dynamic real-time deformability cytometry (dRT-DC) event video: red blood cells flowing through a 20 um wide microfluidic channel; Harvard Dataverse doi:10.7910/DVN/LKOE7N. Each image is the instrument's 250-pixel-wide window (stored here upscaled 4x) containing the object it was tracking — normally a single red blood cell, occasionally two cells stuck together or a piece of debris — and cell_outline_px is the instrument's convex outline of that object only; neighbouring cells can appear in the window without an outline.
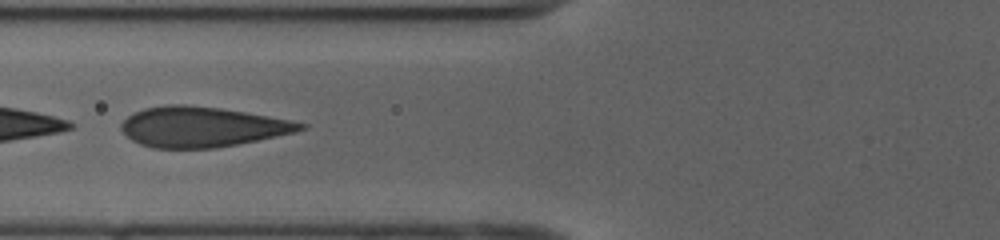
{"species": "human", "species_latin": "Homo sapiens", "temperature_condition": "cold", "stored_images_in_passage": 36, "camera_frame_rate_fps": 3000, "um_per_image_px": 0.085, "donor": {"sex": "female"}, "frame": {"image": 1, "passage_image": 8, "time_ms": 2.333, "image_size_px": [1000, 240], "cell_outline_px": [[308, 124], [304, 128], [296, 132], [216, 148], [152, 148], [140, 144], [132, 140], [120, 128], [120, 124], [128, 116], [144, 108], [168, 104], [184, 104], [220, 108], [244, 112], [288, 120]], "centroid_in_image_um": [17.12, 10.78], "position_along_channel_um": 108.7, "area_um2": 41.56}}
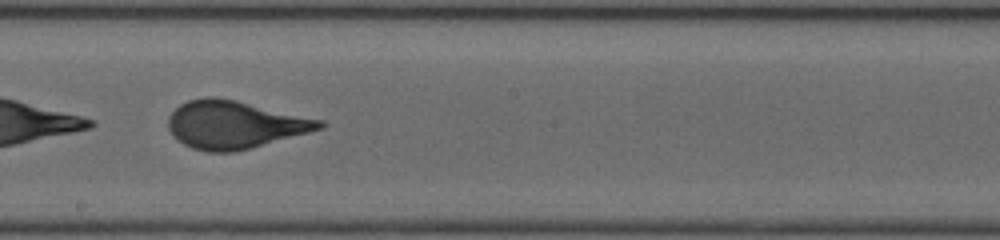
{"frame": {"image": 2, "passage_image": 17, "time_ms": 5.333, "image_size_px": [1000, 240], "cell_outline_px": [[328, 124], [324, 128], [236, 152], [208, 152], [192, 148], [176, 140], [168, 128], [168, 116], [180, 104], [188, 100], [204, 96], [216, 96], [324, 120]], "centroid_in_image_um": [19.93, 10.59], "position_along_channel_um": 228.3, "area_um2": 42.25}}
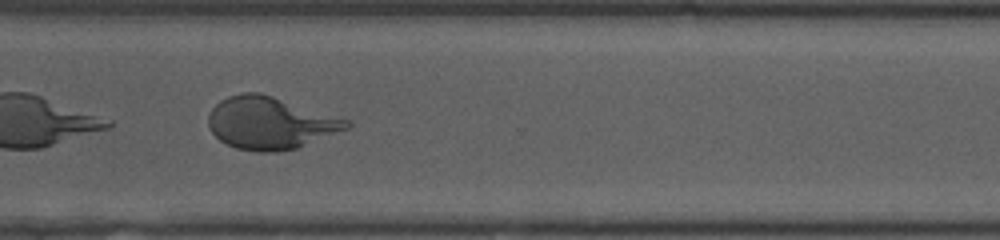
{"frame": {"image": 3, "passage_image": 26, "time_ms": 8.333, "image_size_px": [1000, 240], "cell_outline_px": [[352, 124], [348, 128], [296, 148], [276, 152], [256, 152], [236, 148], [220, 140], [208, 128], [208, 116], [212, 108], [220, 100], [228, 96], [244, 92], [260, 92], [348, 120]], "centroid_in_image_um": [22.92, 10.45], "position_along_channel_um": 347.7, "area_um2": 41.73}, "authors_computed_cell_mechanics": {"area_um2": 41.8183, "velocity_mm_per_s": 3.9917, "shape_relaxation_time_tau1_ms": 5.3569, "shape_relaxation_time_tau2_ms": null, "deformation_change_tau1": 0.2103, "deformation_change_tau2": null}}